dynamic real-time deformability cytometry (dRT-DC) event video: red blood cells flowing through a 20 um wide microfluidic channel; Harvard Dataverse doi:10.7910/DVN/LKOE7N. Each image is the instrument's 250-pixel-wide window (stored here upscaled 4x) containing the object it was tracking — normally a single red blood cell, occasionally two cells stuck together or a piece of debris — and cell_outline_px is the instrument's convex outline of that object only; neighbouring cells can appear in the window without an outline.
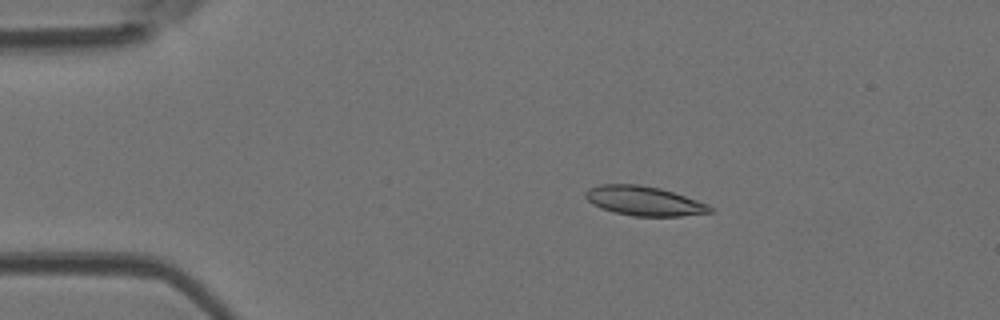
{"species": "Egyptian fruit bat (a non-hibernating species)", "species_latin": "Rousettus aegyptiacus", "temperature_condition": "room temperature", "stored_images_in_passage": 6, "camera_frame_rate_fps": 3000, "um_per_image_px": 0.085, "animal": {"sex": "female"}, "frame": {"image": 1, "passage_image": 3, "time_ms": 0.667, "image_size_px": [1000, 320], "cell_outline_px": [[712, 212], [680, 216], [632, 216], [612, 212], [600, 208], [592, 204], [584, 196], [584, 192], [588, 188], [600, 184], [640, 184], [660, 188], [708, 204], [712, 208]], "centroid_in_image_um": [54.68, 17.07], "position_along_channel_um": 30.3, "area_um2": 21.39}}
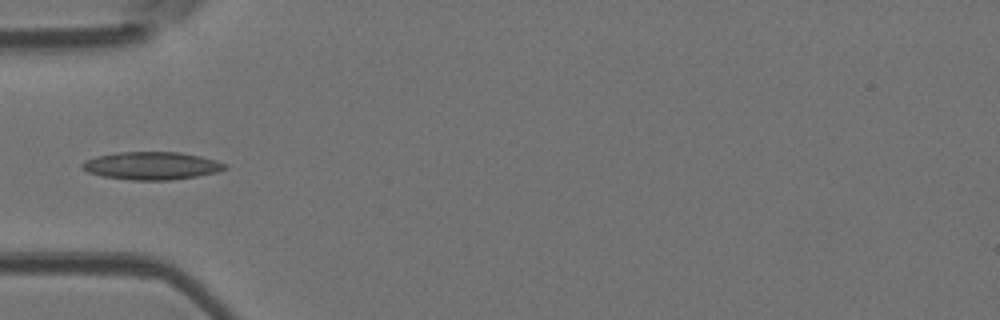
{"frame": {"image": 2, "passage_image": 5, "time_ms": 1.333, "image_size_px": [1000, 320], "cell_outline_px": [[228, 168], [216, 172], [196, 176], [168, 180], [132, 180], [104, 176], [88, 172], [80, 168], [80, 164], [84, 160], [96, 156], [116, 152], [180, 152], [200, 156], [216, 160], [228, 164]], "centroid_in_image_um": [12.87, 14.08], "position_along_channel_um": 72.1, "area_um2": 23.18}}
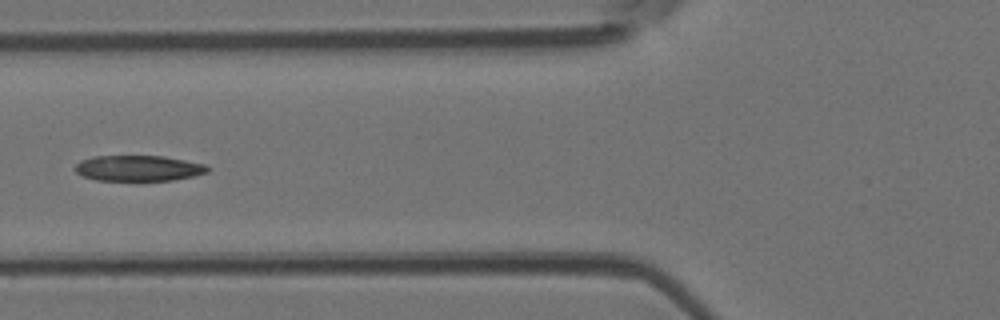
{"frame": {"image": 3, "passage_image": 6, "time_ms": 1.667, "image_size_px": [1000, 320], "cell_outline_px": [[208, 172], [192, 176], [172, 180], [136, 184], [96, 180], [84, 176], [76, 172], [72, 168], [80, 160], [92, 156], [164, 156], [204, 164], [208, 168]], "centroid_in_image_um": [11.7, 14.35], "position_along_channel_um": 114.1, "area_um2": 20.81}}